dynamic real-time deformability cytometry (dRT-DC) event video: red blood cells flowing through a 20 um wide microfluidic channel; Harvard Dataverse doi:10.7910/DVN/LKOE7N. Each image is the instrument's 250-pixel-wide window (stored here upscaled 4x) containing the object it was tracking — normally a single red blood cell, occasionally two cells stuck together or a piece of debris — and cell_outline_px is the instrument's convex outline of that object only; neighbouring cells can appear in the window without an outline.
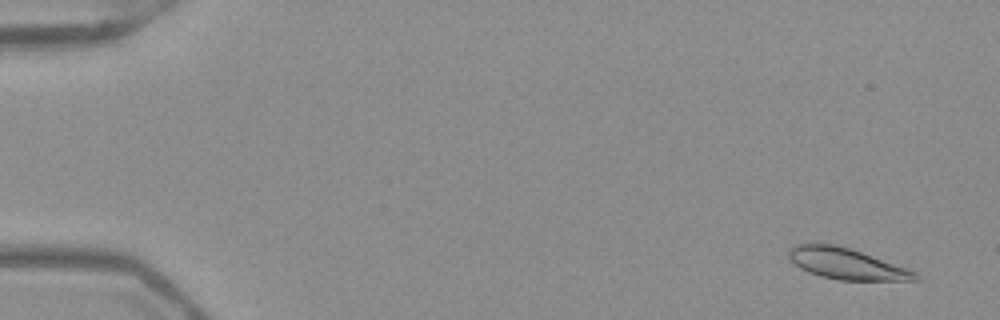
{"species": "Egyptian fruit bat (a non-hibernating species)", "species_latin": "Rousettus aegyptiacus", "temperature_condition": "warm", "stored_images_in_passage": 53, "camera_frame_rate_fps": 3000, "um_per_image_px": 0.085, "frame": {"image": 1, "passage_image": 3, "time_ms": 0.667, "image_size_px": [1000, 320], "cell_outline_px": [[920, 280], [840, 280], [820, 276], [808, 272], [800, 268], [788, 256], [788, 252], [796, 244], [836, 244], [860, 252], [916, 272], [920, 276]], "centroid_in_image_um": [71.93, 22.43], "position_along_channel_um": 13.1, "area_um2": 22.31}}
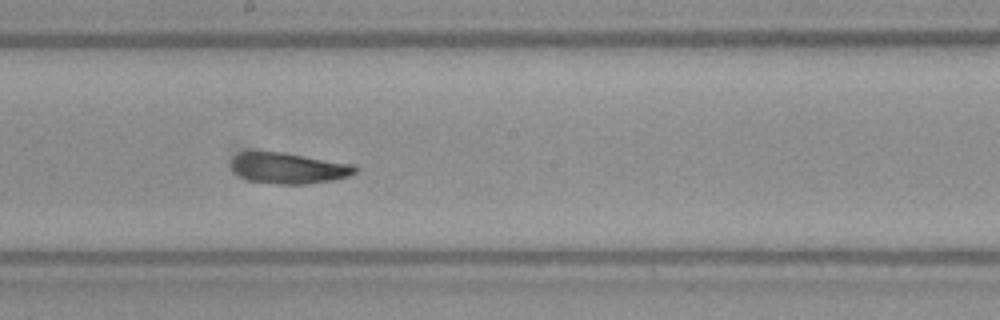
{"frame": {"image": 2, "passage_image": 30, "time_ms": 9.667, "image_size_px": [1000, 320], "cell_outline_px": [[360, 168], [356, 172], [348, 176], [332, 180], [304, 184], [276, 184], [248, 180], [240, 176], [232, 168], [232, 160], [240, 152], [284, 152], [356, 164]], "centroid_in_image_um": [24.6, 14.29], "position_along_channel_um": 223.6, "area_um2": 22.31}}
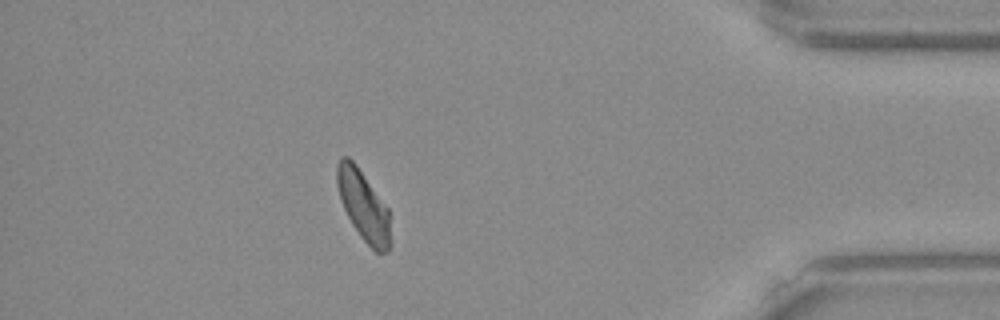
{"frame": {"image": 3, "passage_image": 47, "time_ms": 15.333, "image_size_px": [1000, 320], "cell_outline_px": [[392, 240], [388, 252], [376, 252], [360, 236], [352, 224], [344, 208], [336, 184], [336, 164], [340, 156], [348, 156], [356, 164], [388, 208]], "centroid_in_image_um": [30.9, 17.47], "position_along_channel_um": 404.3, "area_um2": 21.91}, "authors_computed_cell_mechanics": {"area_um2": 22.3686, "velocity_mm_per_s": 3.904, "shape_relaxation_time_tau1_ms": 4.5219, "shape_relaxation_time_tau2_ms": 2.9787, "deformation_change_tau1": 0.1197, "deformation_change_tau2": 0.0784}}